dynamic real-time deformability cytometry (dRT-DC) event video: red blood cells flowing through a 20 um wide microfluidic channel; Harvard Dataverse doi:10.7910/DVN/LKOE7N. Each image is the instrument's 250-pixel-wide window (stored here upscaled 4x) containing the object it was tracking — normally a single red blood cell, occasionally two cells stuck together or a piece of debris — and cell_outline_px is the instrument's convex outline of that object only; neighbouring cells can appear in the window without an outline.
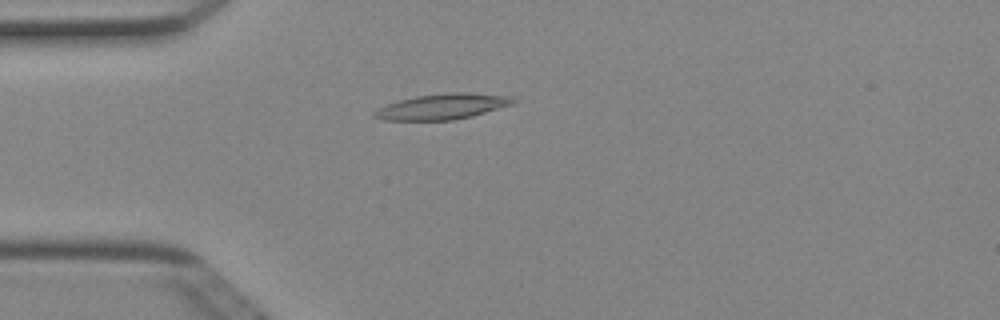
{"species": "Egyptian fruit bat (a non-hibernating species)", "species_latin": "Rousettus aegyptiacus", "temperature_condition": "cold", "stored_images_in_passage": 50, "camera_frame_rate_fps": 3000, "um_per_image_px": 0.085, "animal": {"sex": "female"}, "frame": {"image": 1, "passage_image": 13, "time_ms": 4.0, "image_size_px": [1000, 320], "cell_outline_px": [[520, 100], [516, 104], [472, 116], [452, 120], [384, 120], [372, 116], [372, 112], [376, 108], [384, 104], [416, 96], [452, 92], [468, 92], [512, 96]], "centroid_in_image_um": [37.65, 9.05], "position_along_channel_um": 47.3, "area_um2": 21.1}}
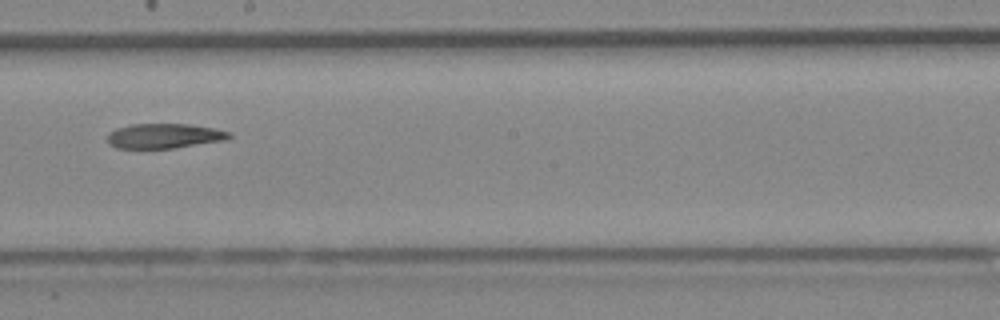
{"frame": {"image": 2, "passage_image": 28, "time_ms": 9.0, "image_size_px": [1000, 320], "cell_outline_px": [[232, 136], [228, 140], [172, 148], [116, 148], [108, 144], [108, 132], [116, 128], [132, 124], [188, 124], [216, 128], [232, 132]], "centroid_in_image_um": [13.99, 11.55], "position_along_channel_um": 234.2, "area_um2": 17.8}}
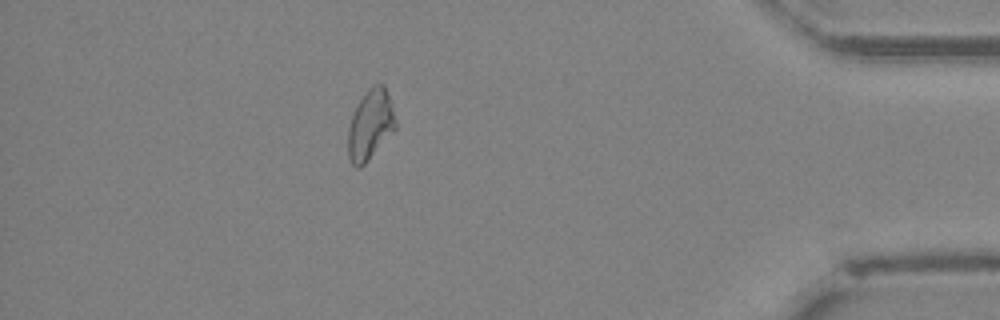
{"frame": {"image": 3, "passage_image": 44, "time_ms": 14.333, "image_size_px": [1000, 320], "cell_outline_px": [[396, 128], [364, 164], [360, 168], [356, 168], [352, 164], [348, 156], [348, 128], [352, 116], [360, 100], [368, 88], [372, 84], [384, 84], [396, 120]], "centroid_in_image_um": [31.46, 10.61], "position_along_channel_um": 403.7, "area_um2": 19.02}}